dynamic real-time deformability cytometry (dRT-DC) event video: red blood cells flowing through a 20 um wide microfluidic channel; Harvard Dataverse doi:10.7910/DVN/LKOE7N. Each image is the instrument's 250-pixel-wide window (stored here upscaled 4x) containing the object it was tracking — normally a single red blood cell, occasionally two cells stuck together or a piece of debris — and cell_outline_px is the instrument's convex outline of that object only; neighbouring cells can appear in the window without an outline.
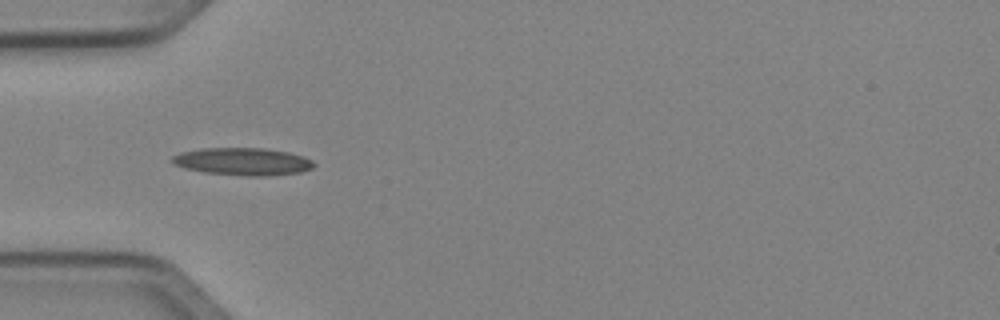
{"species": "Egyptian fruit bat (a non-hibernating species)", "species_latin": "Rousettus aegyptiacus", "temperature_condition": "cold", "stored_images_in_passage": 35, "camera_frame_rate_fps": 3000, "um_per_image_px": 0.085, "animal": {"sex": "female"}, "frame": {"image": 1, "passage_image": 1, "time_ms": 0.0, "image_size_px": [1000, 320], "cell_outline_px": [[316, 164], [312, 168], [300, 172], [264, 176], [248, 176], [204, 172], [184, 168], [168, 160], [172, 156], [180, 152], [200, 148], [264, 148], [288, 152], [304, 156], [312, 160]], "centroid_in_image_um": [20.62, 13.72], "position_along_channel_um": 64.4, "area_um2": 22.77}}
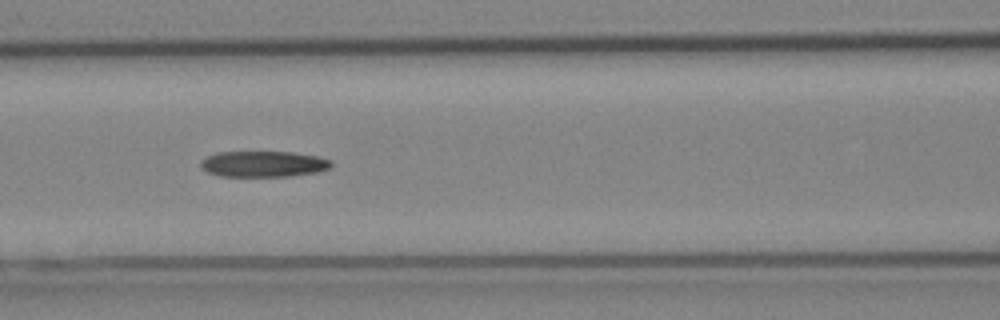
{"frame": {"image": 2, "passage_image": 7, "time_ms": 2.0, "image_size_px": [1000, 320], "cell_outline_px": [[332, 164], [328, 168], [316, 172], [288, 176], [220, 176], [208, 172], [200, 168], [200, 160], [216, 152], [292, 152], [316, 156], [332, 160]], "centroid_in_image_um": [22.35, 13.93], "position_along_channel_um": 144.3, "area_um2": 19.65}}
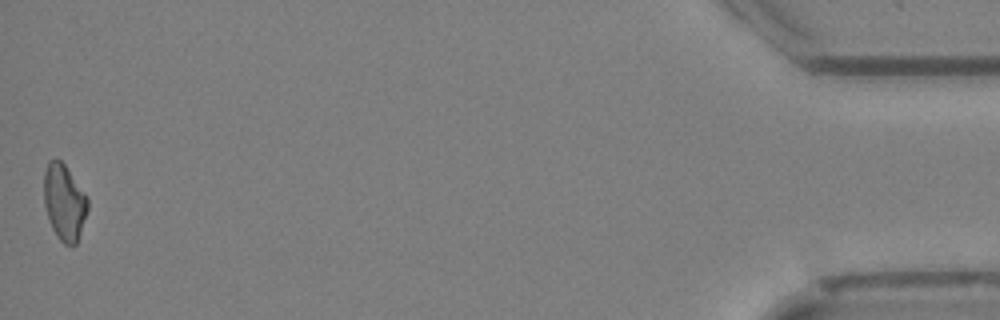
{"frame": {"image": 3, "passage_image": 35, "time_ms": 11.333, "image_size_px": [1000, 320], "cell_outline_px": [[88, 208], [76, 244], [64, 244], [56, 236], [48, 220], [44, 204], [44, 172], [48, 160], [56, 156], [64, 164], [88, 196]], "centroid_in_image_um": [5.44, 17.15], "position_along_channel_um": 429.8, "area_um2": 19.54}, "authors_computed_cell_mechanics": {"area_um2": 20.0566, "velocity_mm_per_s": 4.0685, "shape_relaxation_time_tau1_ms": null, "shape_relaxation_time_tau2_ms": 10.0086, "deformation_change_tau1": null, "deformation_change_tau2": 0.2071}}